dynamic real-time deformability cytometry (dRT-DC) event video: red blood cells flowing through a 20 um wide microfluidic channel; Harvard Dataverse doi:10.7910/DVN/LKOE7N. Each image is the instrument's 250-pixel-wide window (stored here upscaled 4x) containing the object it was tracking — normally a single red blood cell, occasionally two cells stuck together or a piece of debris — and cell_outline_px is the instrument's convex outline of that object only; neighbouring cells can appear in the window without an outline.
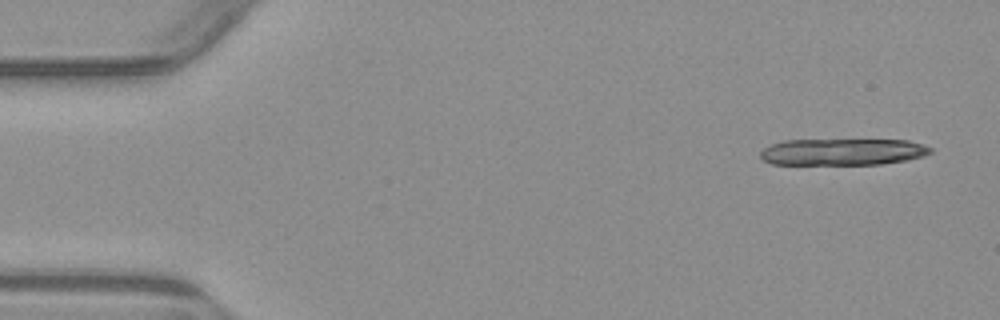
{"species": "common noctule bat (a hibernating species)", "species_latin": "Nyctalus noctula", "temperature_condition": "warm", "stored_images_in_passage": 4, "camera_frame_rate_fps": 3000, "um_per_image_px": 0.085, "animal": {"sex": "male", "body_mass_g": 23.1, "forearm_length_mm": 52.7}, "frame": {"image": 1, "passage_image": 1, "time_ms": 0.0, "image_size_px": [1000, 320], "cell_outline_px": [[932, 152], [924, 156], [908, 160], [880, 164], [772, 164], [764, 160], [760, 156], [760, 152], [764, 148], [772, 144], [784, 140], [908, 140], [932, 148]], "centroid_in_image_um": [71.64, 12.91], "position_along_channel_um": 13.4, "area_um2": 26.36}}